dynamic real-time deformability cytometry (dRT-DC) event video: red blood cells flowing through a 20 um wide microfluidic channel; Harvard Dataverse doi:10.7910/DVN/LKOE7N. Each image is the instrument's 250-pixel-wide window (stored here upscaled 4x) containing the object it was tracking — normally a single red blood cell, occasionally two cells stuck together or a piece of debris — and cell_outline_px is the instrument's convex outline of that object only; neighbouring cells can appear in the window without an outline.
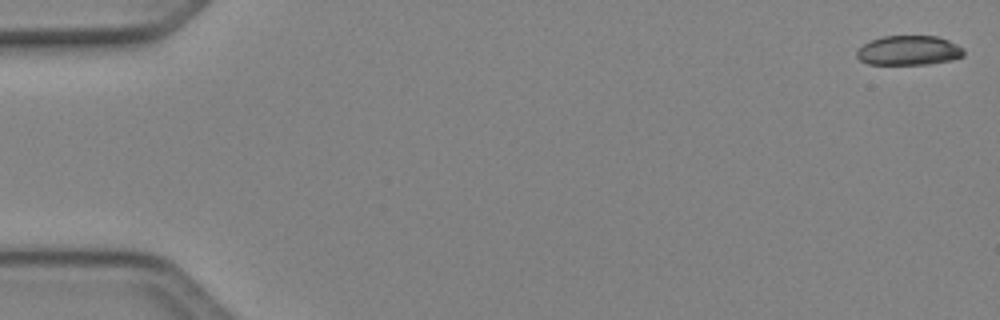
{"species": "Egyptian fruit bat (a non-hibernating species)", "species_latin": "Rousettus aegyptiacus", "temperature_condition": "cold", "stored_images_in_passage": 50, "camera_frame_rate_fps": 3000, "um_per_image_px": 0.085, "animal": {"sex": "female"}, "frame": {"image": 1, "passage_image": 1, "time_ms": 0.0, "image_size_px": [1000, 320], "cell_outline_px": [[964, 56], [948, 60], [928, 64], [868, 64], [860, 60], [856, 56], [856, 52], [864, 44], [872, 40], [884, 36], [936, 36], [948, 40], [964, 48]], "centroid_in_image_um": [77.25, 4.29], "position_along_channel_um": 7.7, "area_um2": 18.26}}
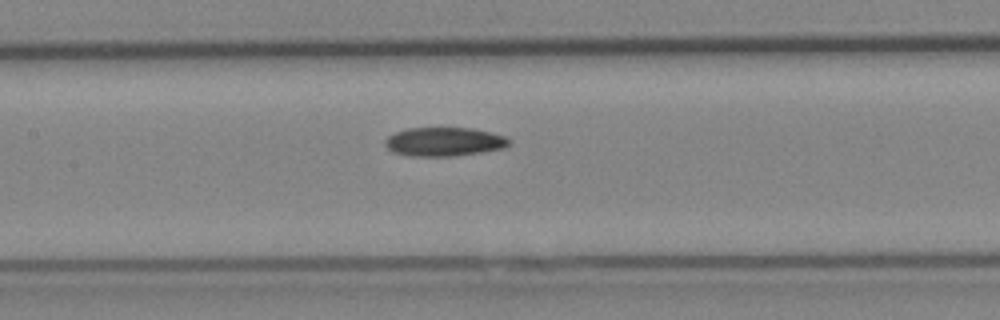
{"frame": {"image": 2, "passage_image": 24, "time_ms": 7.667, "image_size_px": [1000, 320], "cell_outline_px": [[512, 140], [504, 148], [456, 156], [412, 156], [392, 152], [384, 144], [384, 140], [388, 136], [396, 132], [408, 128], [472, 128], [492, 132], [504, 136]], "centroid_in_image_um": [37.75, 12.04], "position_along_channel_um": 169.7, "area_um2": 20.87}}
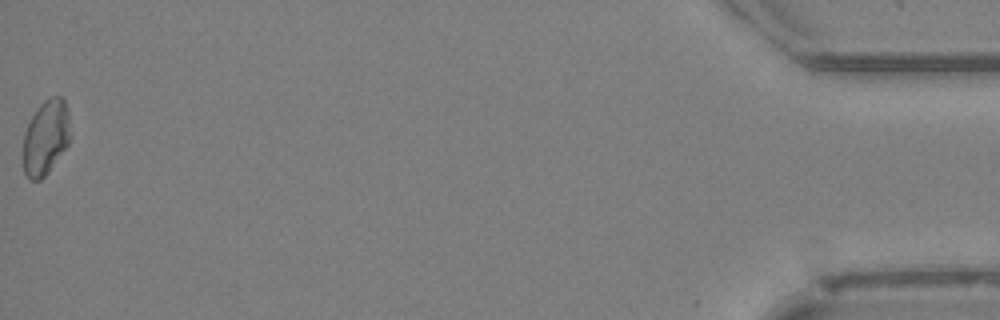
{"frame": {"image": 3, "passage_image": 50, "time_ms": 16.333, "image_size_px": [1000, 320], "cell_outline_px": [[68, 144], [48, 172], [40, 180], [32, 180], [24, 172], [24, 132], [36, 108], [44, 100], [52, 96], [60, 96], [64, 100], [68, 108]], "centroid_in_image_um": [3.88, 11.65], "position_along_channel_um": 431.3, "area_um2": 20.11}}